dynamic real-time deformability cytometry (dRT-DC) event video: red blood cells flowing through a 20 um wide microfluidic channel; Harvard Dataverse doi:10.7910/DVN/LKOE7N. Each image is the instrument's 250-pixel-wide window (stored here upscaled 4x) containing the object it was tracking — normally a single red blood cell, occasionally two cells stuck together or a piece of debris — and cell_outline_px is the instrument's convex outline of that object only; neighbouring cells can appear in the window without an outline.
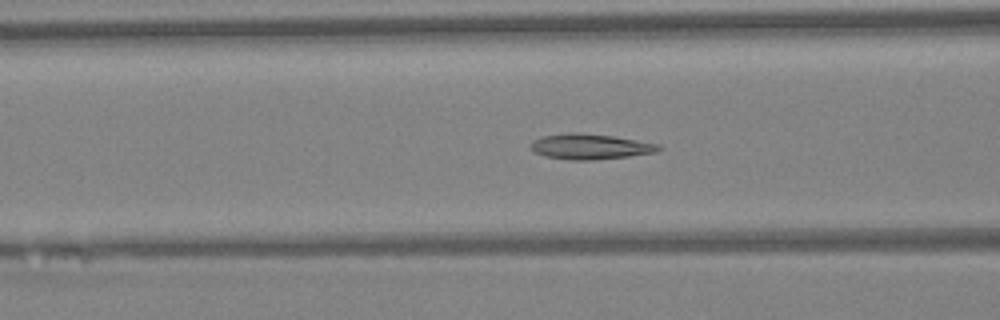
{"species": "Egyptian fruit bat (a non-hibernating species)", "species_latin": "Rousettus aegyptiacus", "temperature_condition": "warm", "stored_images_in_passage": 44, "camera_frame_rate_fps": 3000, "um_per_image_px": 0.085, "animal": {"sex": "female"}, "frame": {"image": 1, "passage_image": 16, "time_ms": 5.0, "image_size_px": [1000, 320], "cell_outline_px": [[664, 148], [656, 152], [628, 156], [596, 160], [568, 160], [544, 156], [536, 152], [532, 148], [532, 140], [540, 136], [568, 132], [580, 132], [616, 136], [660, 144]], "centroid_in_image_um": [50.19, 12.44], "position_along_channel_um": 116.4, "area_um2": 19.25}}
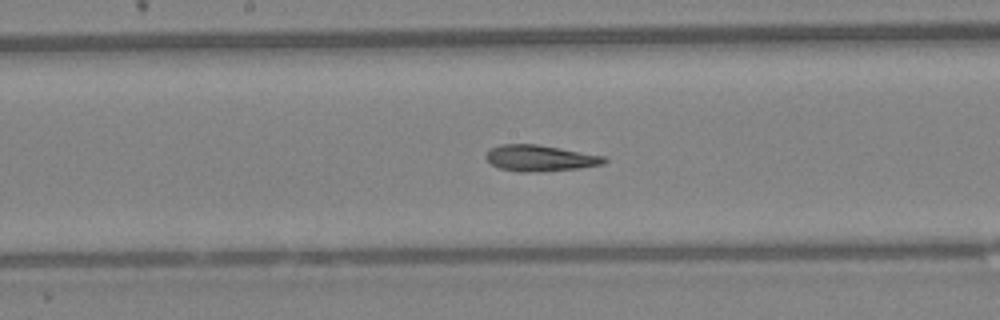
{"frame": {"image": 2, "passage_image": 22, "time_ms": 7.0, "image_size_px": [1000, 320], "cell_outline_px": [[608, 160], [604, 164], [580, 168], [536, 172], [520, 172], [500, 168], [492, 164], [484, 156], [492, 148], [500, 144], [536, 144], [560, 148], [604, 156]], "centroid_in_image_um": [45.92, 13.44], "position_along_channel_um": 202.3, "area_um2": 17.92}}
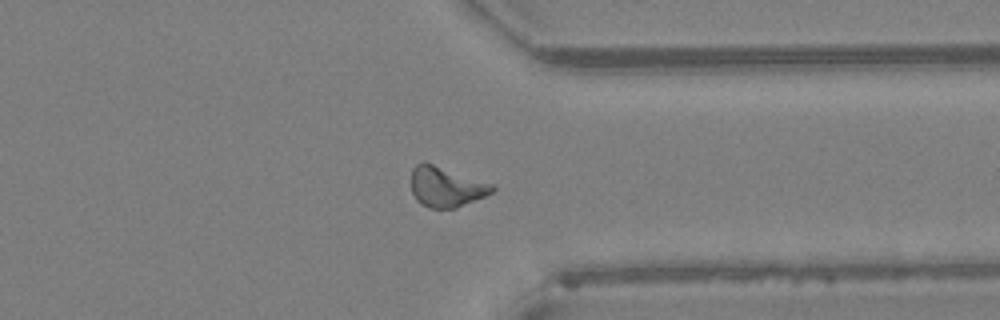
{"frame": {"image": 3, "passage_image": 34, "time_ms": 11.0, "image_size_px": [1000, 320], "cell_outline_px": [[496, 188], [492, 192], [484, 196], [456, 208], [428, 208], [420, 204], [416, 200], [412, 192], [412, 168], [416, 164], [424, 160], [492, 184]], "centroid_in_image_um": [37.88, 15.87], "position_along_channel_um": 373.5, "area_um2": 19.02}, "authors_computed_cell_mechanics": {"area_um2": 18.4093, "velocity_mm_per_s": 4.3257, "shape_relaxation_time_tau1_ms": null, "shape_relaxation_time_tau2_ms": 5.6146, "deformation_change_tau1": null, "deformation_change_tau2": 0.1304}}